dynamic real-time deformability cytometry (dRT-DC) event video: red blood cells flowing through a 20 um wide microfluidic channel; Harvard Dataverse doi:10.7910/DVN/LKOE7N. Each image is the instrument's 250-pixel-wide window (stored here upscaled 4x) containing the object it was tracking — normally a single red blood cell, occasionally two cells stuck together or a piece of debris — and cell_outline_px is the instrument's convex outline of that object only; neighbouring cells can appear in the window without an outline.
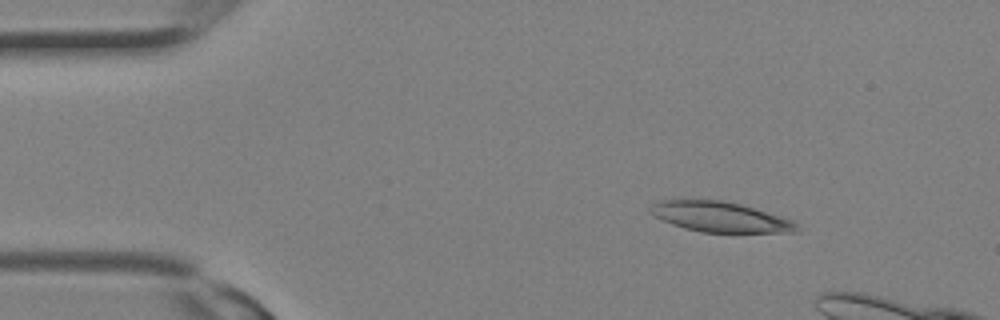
{"species": "Egyptian fruit bat (a non-hibernating species)", "species_latin": "Rousettus aegyptiacus", "temperature_condition": "room temperature", "stored_images_in_passage": 24, "camera_frame_rate_fps": 3000, "um_per_image_px": 0.085, "animal": {"sex": "female"}, "frame": {"image": 1, "passage_image": 1, "time_ms": 0.0, "image_size_px": [1000, 320], "cell_outline_px": [[800, 228], [796, 232], [700, 232], [684, 228], [672, 224], [656, 216], [648, 208], [652, 204], [660, 200], [724, 200], [740, 204], [780, 216], [792, 220]], "centroid_in_image_um": [61.21, 18.43], "position_along_channel_um": 23.8, "area_um2": 25.43}}
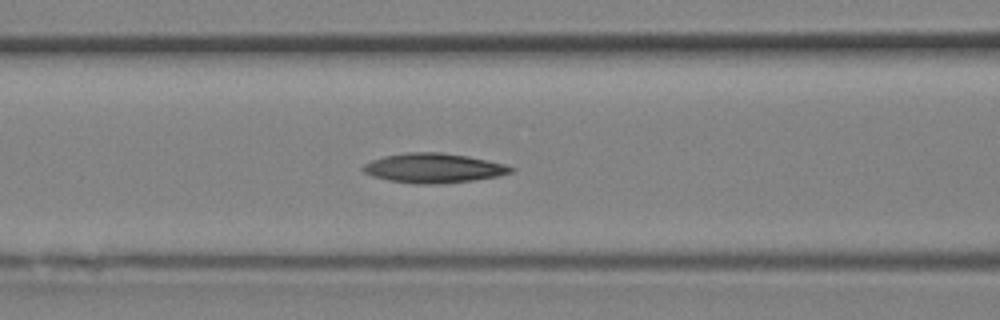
{"frame": {"image": 2, "passage_image": 9, "time_ms": 2.667, "image_size_px": [1000, 320], "cell_outline_px": [[516, 168], [512, 172], [500, 176], [472, 180], [440, 184], [416, 184], [388, 180], [372, 176], [364, 172], [360, 168], [364, 164], [372, 160], [384, 156], [408, 152], [440, 152], [468, 156], [488, 160], [504, 164]], "centroid_in_image_um": [36.85, 14.29], "position_along_channel_um": 129.7, "area_um2": 25.55}}
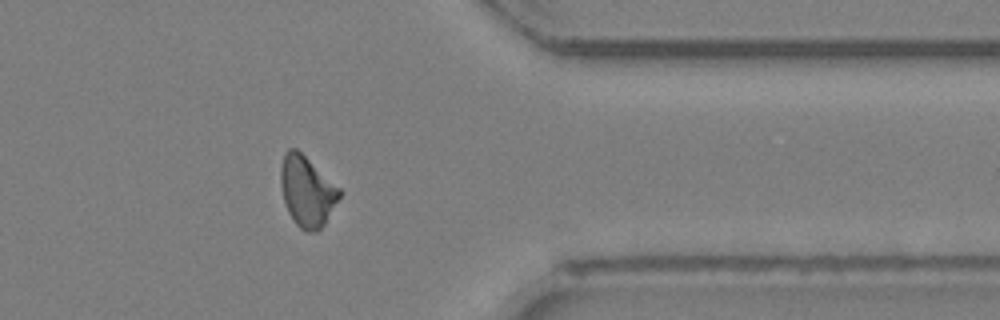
{"frame": {"image": 3, "passage_image": 21, "time_ms": 6.667, "image_size_px": [1000, 320], "cell_outline_px": [[344, 192], [324, 224], [316, 232], [304, 232], [296, 224], [288, 212], [284, 200], [280, 180], [280, 168], [284, 152], [288, 148], [296, 148], [340, 188]], "centroid_in_image_um": [26.1, 16.26], "position_along_channel_um": 385.3, "area_um2": 24.16}}